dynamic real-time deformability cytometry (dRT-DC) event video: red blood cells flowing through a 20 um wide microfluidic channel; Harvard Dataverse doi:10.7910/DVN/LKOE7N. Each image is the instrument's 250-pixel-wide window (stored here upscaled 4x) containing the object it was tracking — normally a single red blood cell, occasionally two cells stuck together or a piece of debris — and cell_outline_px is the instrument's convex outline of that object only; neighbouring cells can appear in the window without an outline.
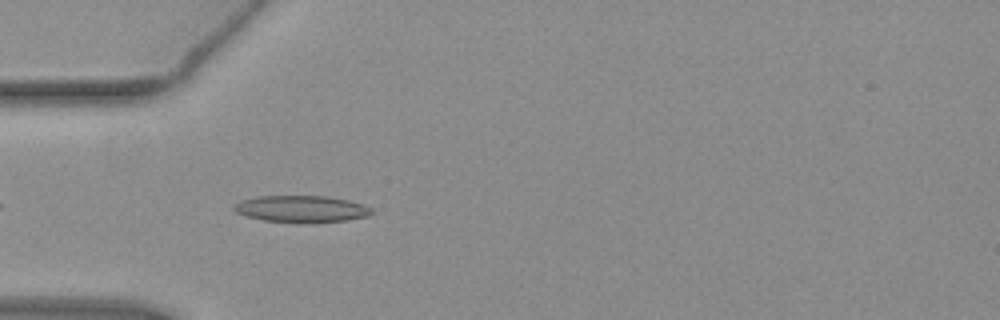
{"species": "common noctule bat (a hibernating species)", "species_latin": "Nyctalus noctula", "temperature_condition": "warm", "stored_images_in_passage": 35, "camera_frame_rate_fps": 3000, "um_per_image_px": 0.085, "animal": {"sex": "female", "body_mass_g": 19.3, "forearm_length_mm": 54.1}, "frame": {"image": 1, "passage_image": 4, "time_ms": 1.0, "image_size_px": [1000, 320], "cell_outline_px": [[372, 212], [368, 216], [348, 220], [312, 224], [304, 224], [264, 220], [248, 216], [236, 212], [232, 208], [232, 204], [240, 200], [260, 196], [328, 196], [348, 200], [364, 204], [372, 208]], "centroid_in_image_um": [25.64, 17.77], "position_along_channel_um": 59.4, "area_um2": 21.91}}
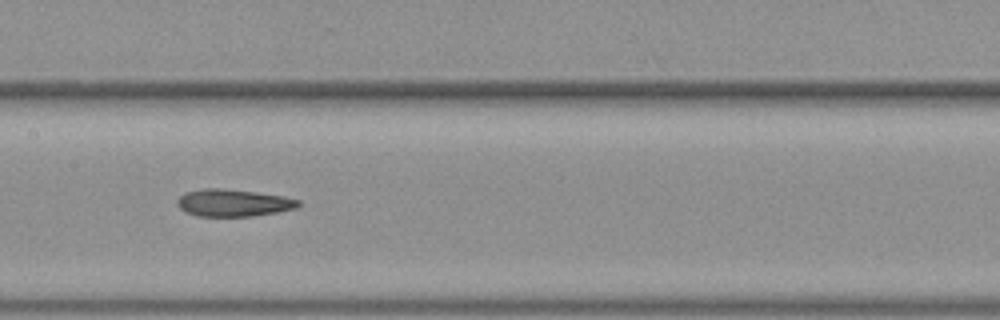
{"frame": {"image": 2, "passage_image": 14, "time_ms": 4.333, "image_size_px": [1000, 320], "cell_outline_px": [[300, 204], [296, 208], [276, 212], [252, 216], [196, 216], [184, 212], [176, 204], [176, 200], [184, 192], [204, 188], [220, 188], [256, 192], [284, 196], [300, 200]], "centroid_in_image_um": [19.79, 17.24], "position_along_channel_um": 187.6, "area_um2": 19.31}}
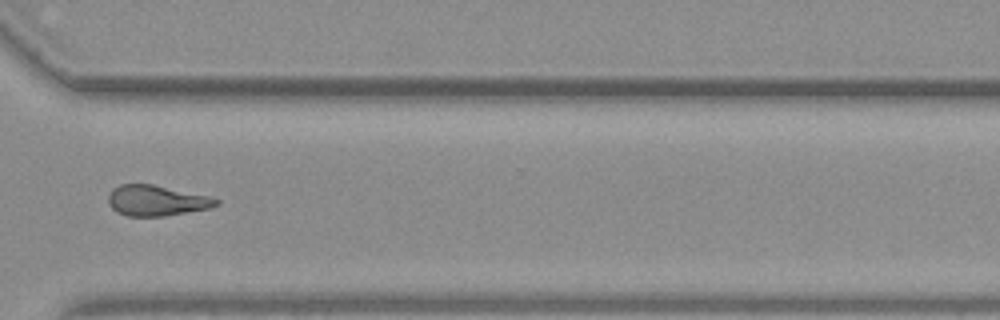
{"frame": {"image": 3, "passage_image": 27, "time_ms": 8.667, "image_size_px": [1000, 320], "cell_outline_px": [[220, 204], [208, 208], [164, 216], [128, 216], [116, 212], [112, 208], [108, 200], [108, 196], [112, 188], [120, 184], [152, 184], [208, 196], [220, 200]], "centroid_in_image_um": [13.27, 17.04], "position_along_channel_um": 357.3, "area_um2": 19.07}, "authors_computed_cell_mechanics": {"area_um2": 19.1896, "velocity_mm_per_s": 3.9264, "shape_relaxation_time_tau1_ms": null, "shape_relaxation_time_tau2_ms": 3.3109, "deformation_change_tau1": null, "deformation_change_tau2": 0.1387}}